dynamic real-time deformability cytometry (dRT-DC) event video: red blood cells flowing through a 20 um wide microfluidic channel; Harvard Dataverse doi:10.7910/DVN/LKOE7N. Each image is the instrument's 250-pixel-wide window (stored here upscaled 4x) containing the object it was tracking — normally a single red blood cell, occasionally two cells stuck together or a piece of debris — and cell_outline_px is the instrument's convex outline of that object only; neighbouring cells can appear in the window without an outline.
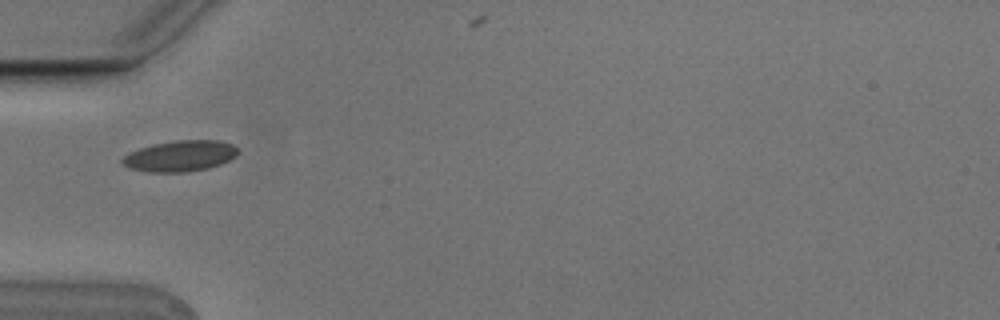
{"species": "Egyptian fruit bat (a non-hibernating species)", "species_latin": "Rousettus aegyptiacus", "temperature_condition": "cold", "stored_images_in_passage": 6, "camera_frame_rate_fps": 3000, "um_per_image_px": 0.085, "animal": {"sex": "male"}, "frame": {"image": 1, "passage_image": 2, "time_ms": 0.333, "image_size_px": [1000, 320], "cell_outline_px": [[240, 152], [236, 156], [220, 164], [208, 168], [188, 172], [148, 172], [128, 168], [120, 160], [128, 152], [152, 144], [176, 140], [220, 140], [232, 144]], "centroid_in_image_um": [15.3, 13.25], "position_along_channel_um": 69.7, "area_um2": 20.98}}
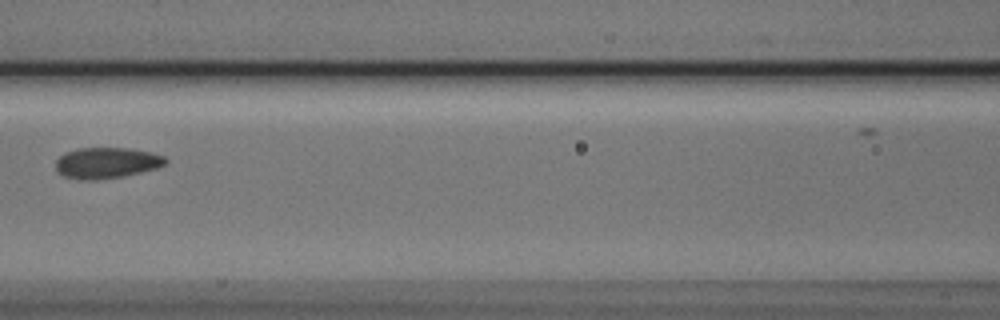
{"frame": {"image": 2, "passage_image": 4, "time_ms": 1.0, "image_size_px": [1000, 320], "cell_outline_px": [[168, 160], [164, 164], [156, 168], [124, 176], [96, 180], [80, 180], [64, 176], [56, 172], [56, 160], [64, 152], [80, 148], [124, 148], [152, 152], [164, 156]], "centroid_in_image_um": [9.03, 13.85], "position_along_channel_um": 157.6, "area_um2": 19.83}}
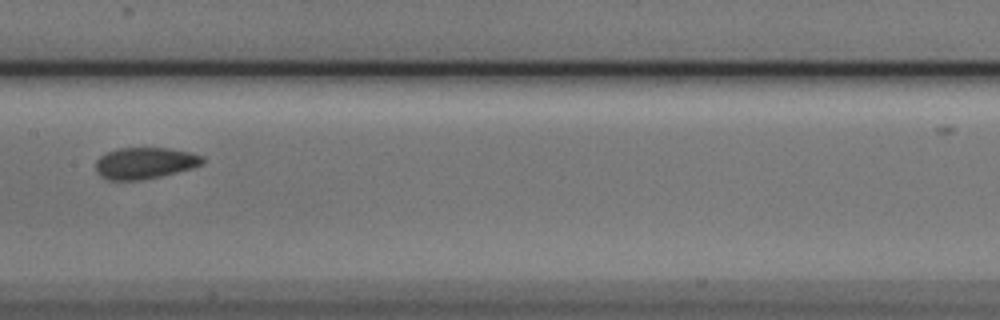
{"frame": {"image": 3, "passage_image": 5, "time_ms": 1.333, "image_size_px": [1000, 320], "cell_outline_px": [[204, 164], [192, 168], [160, 176], [140, 180], [108, 180], [100, 176], [96, 172], [96, 160], [100, 156], [116, 148], [168, 148], [188, 152], [204, 156]], "centroid_in_image_um": [12.3, 13.86], "position_along_channel_um": 195.1, "area_um2": 19.59}}